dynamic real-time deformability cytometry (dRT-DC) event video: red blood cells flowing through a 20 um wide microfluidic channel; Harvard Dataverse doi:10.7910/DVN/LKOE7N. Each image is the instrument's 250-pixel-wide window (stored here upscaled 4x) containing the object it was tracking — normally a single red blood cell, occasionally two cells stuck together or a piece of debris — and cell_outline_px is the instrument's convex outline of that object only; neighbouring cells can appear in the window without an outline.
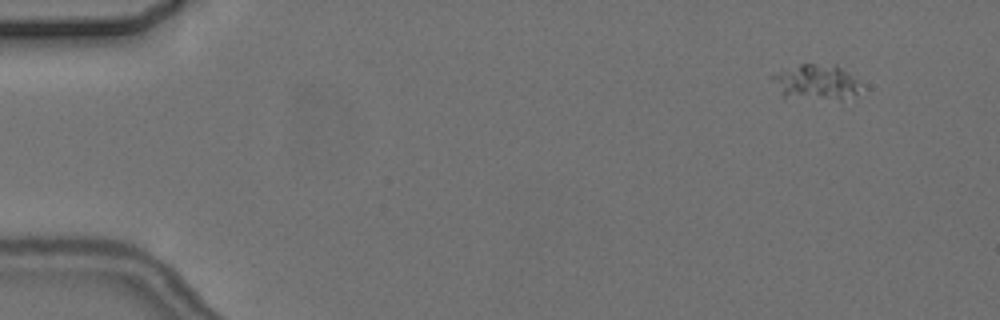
{"species": "common noctule bat (a hibernating species)", "species_latin": "Nyctalus noctula", "temperature_condition": "cold", "stored_images_in_passage": 5, "camera_frame_rate_fps": 3000, "um_per_image_px": 0.085, "animal": {"sex": "female", "body_mass_g": 24.6, "forearm_length_mm": 56.2}, "frame": {"image": 1, "passage_image": 1, "time_ms": 0.0, "image_size_px": [1000, 320], "cell_outline_px": [[856, 96], [844, 108], [784, 100], [772, 80], [772, 76], [780, 72], [800, 64], [836, 64], [848, 72], [856, 80]], "centroid_in_image_um": [69.42, 7.22], "position_along_channel_um": 15.6, "area_um2": 20.69}}